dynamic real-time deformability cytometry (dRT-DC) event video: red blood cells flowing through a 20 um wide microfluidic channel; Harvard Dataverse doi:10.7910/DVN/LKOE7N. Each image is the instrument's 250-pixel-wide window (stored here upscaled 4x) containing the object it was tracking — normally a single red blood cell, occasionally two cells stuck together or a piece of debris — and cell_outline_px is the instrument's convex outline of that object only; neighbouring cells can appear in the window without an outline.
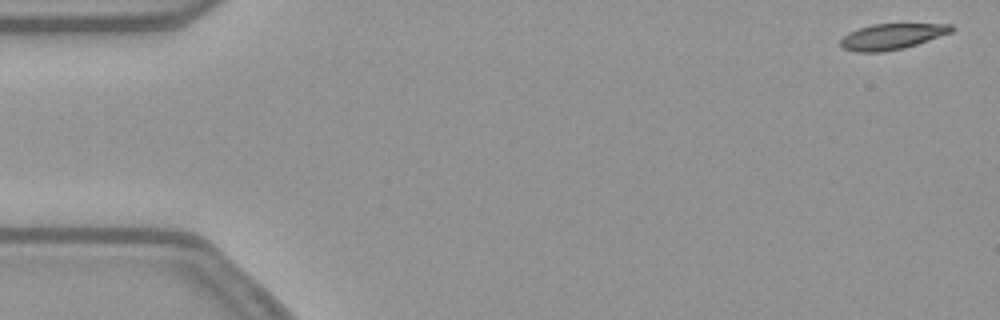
{"species": "common noctule bat (a hibernating species)", "species_latin": "Nyctalus noctula", "temperature_condition": "warm", "stored_images_in_passage": 53, "camera_frame_rate_fps": 3000, "um_per_image_px": 0.085, "animal": {"sex": "female", "body_mass_g": 21.9}, "frame": {"image": 1, "passage_image": 1, "time_ms": 0.0, "image_size_px": [1000, 320], "cell_outline_px": [[956, 28], [952, 32], [904, 48], [884, 52], [856, 52], [844, 48], [840, 44], [840, 40], [848, 32], [872, 24], [952, 24]], "centroid_in_image_um": [75.82, 3.1], "position_along_channel_um": 9.2, "area_um2": 16.59}}
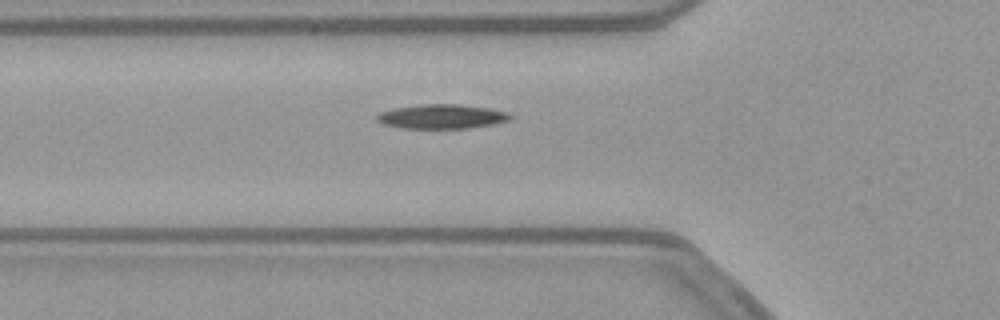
{"frame": {"image": 2, "passage_image": 18, "time_ms": 5.667, "image_size_px": [1000, 320], "cell_outline_px": [[512, 116], [508, 120], [492, 124], [468, 128], [400, 128], [384, 124], [376, 120], [376, 116], [380, 112], [392, 108], [420, 104], [460, 104], [488, 108], [508, 112]], "centroid_in_image_um": [37.51, 9.89], "position_along_channel_um": 88.3, "area_um2": 18.9}}
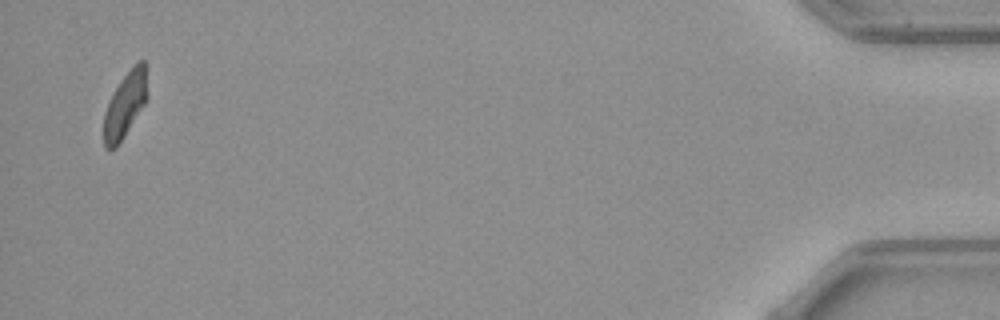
{"frame": {"image": 3, "passage_image": 52, "time_ms": 17.0, "image_size_px": [1000, 320], "cell_outline_px": [[148, 96], [144, 104], [116, 148], [104, 148], [104, 112], [120, 80], [136, 60], [144, 60]], "centroid_in_image_um": [10.64, 8.87], "position_along_channel_um": 424.6, "area_um2": 16.3}}